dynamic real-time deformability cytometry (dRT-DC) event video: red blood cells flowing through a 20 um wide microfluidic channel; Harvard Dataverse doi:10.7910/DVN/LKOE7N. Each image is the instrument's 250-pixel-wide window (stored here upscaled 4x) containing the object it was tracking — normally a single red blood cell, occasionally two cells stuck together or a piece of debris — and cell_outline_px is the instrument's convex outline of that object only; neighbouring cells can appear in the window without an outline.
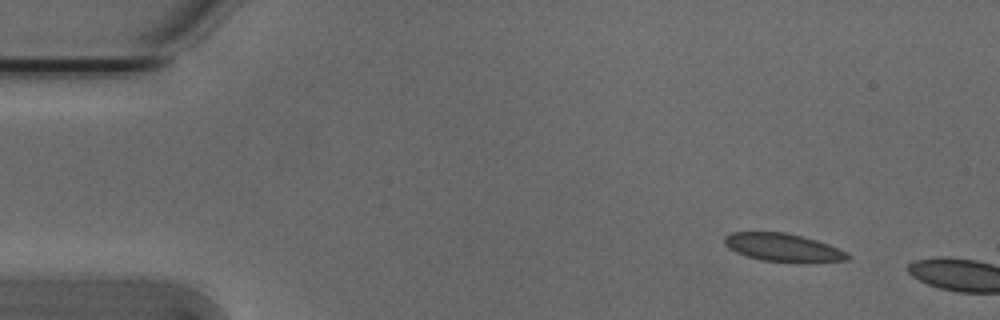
{"species": "Egyptian fruit bat (a non-hibernating species)", "species_latin": "Rousettus aegyptiacus", "temperature_condition": "cold", "stored_images_in_passage": 4, "camera_frame_rate_fps": 3000, "um_per_image_px": 0.085, "animal": {"sex": "male"}, "frame": {"image": 1, "passage_image": 1, "time_ms": 0.0, "image_size_px": [1000, 320], "cell_outline_px": [[852, 256], [848, 260], [760, 260], [736, 252], [728, 248], [724, 244], [724, 236], [728, 232], [784, 232], [816, 240], [828, 244], [848, 252]], "centroid_in_image_um": [66.48, 20.99], "position_along_channel_um": 18.5, "area_um2": 19.36}}